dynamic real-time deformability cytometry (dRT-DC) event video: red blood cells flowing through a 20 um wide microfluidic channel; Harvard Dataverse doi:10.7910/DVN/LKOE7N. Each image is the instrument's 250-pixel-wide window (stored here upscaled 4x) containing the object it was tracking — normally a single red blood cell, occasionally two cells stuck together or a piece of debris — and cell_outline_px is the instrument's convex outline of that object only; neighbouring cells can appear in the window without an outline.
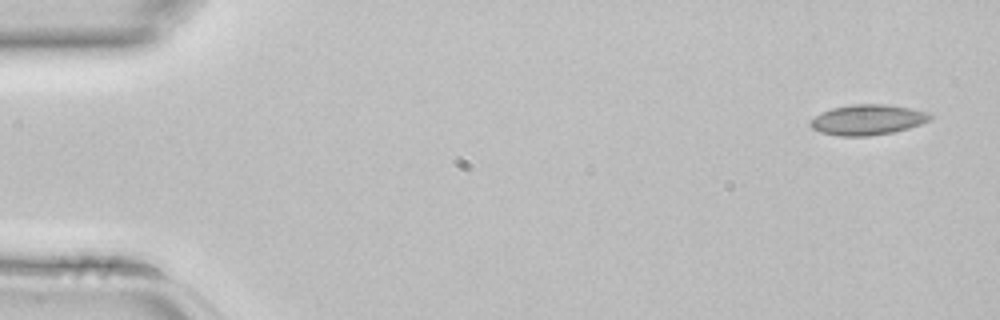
{"species": "common noctule bat (a hibernating species)", "species_latin": "Nyctalus noctula", "temperature_condition": "room temperature", "stored_images_in_passage": 4, "camera_frame_rate_fps": 3000, "um_per_image_px": 0.085, "animal": {"sex": "female", "body_mass_g": 22.7, "forearm_length_mm": 54.2}, "frame": {"image": 1, "passage_image": 1, "time_ms": 0.0, "image_size_px": [1000, 320], "cell_outline_px": [[932, 120], [908, 128], [892, 132], [868, 136], [840, 136], [820, 132], [812, 128], [808, 124], [820, 112], [832, 108], [852, 104], [888, 104], [912, 108], [928, 112], [932, 116]], "centroid_in_image_um": [73.76, 10.17], "position_along_channel_um": 11.2, "area_um2": 21.27}}
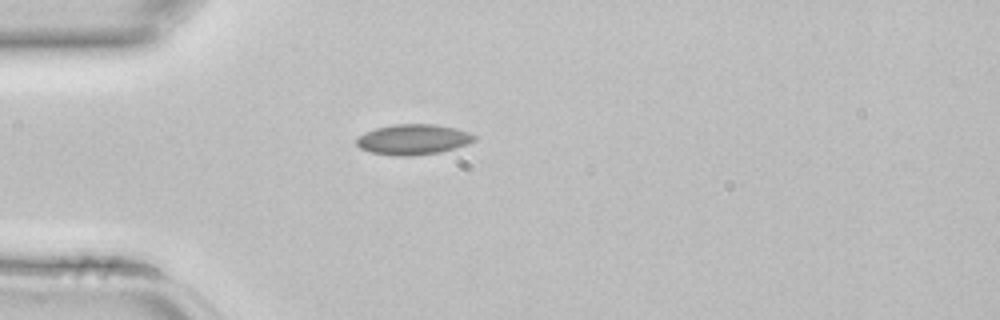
{"frame": {"image": 2, "passage_image": 4, "time_ms": 1.0, "image_size_px": [1000, 320], "cell_outline_px": [[476, 140], [468, 144], [456, 148], [440, 152], [412, 156], [396, 156], [372, 152], [360, 148], [356, 144], [356, 140], [364, 132], [376, 128], [396, 124], [436, 124], [456, 128], [468, 132], [476, 136]], "centroid_in_image_um": [35.15, 11.85], "position_along_channel_um": 49.9, "area_um2": 20.92}}